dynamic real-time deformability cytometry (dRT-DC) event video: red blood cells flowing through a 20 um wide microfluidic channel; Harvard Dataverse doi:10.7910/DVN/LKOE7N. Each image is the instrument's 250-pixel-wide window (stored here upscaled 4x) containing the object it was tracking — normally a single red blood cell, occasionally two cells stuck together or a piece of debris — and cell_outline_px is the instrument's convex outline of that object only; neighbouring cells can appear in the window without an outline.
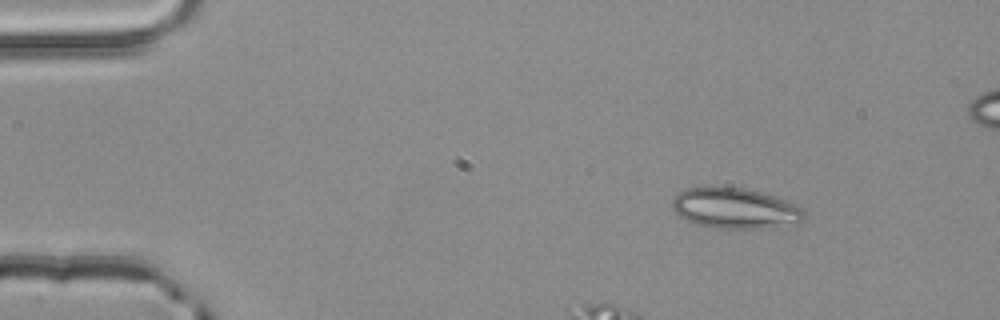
{"species": "common noctule bat (a hibernating species)", "species_latin": "Nyctalus noctula", "temperature_condition": "room temperature", "stored_images_in_passage": 4, "camera_frame_rate_fps": 3000, "um_per_image_px": 0.085, "animal": {"sex": "male", "body_mass_g": 20.4}, "frame": {"image": 1, "passage_image": 1, "time_ms": 0.0, "image_size_px": [1000, 320], "cell_outline_px": [[804, 220], [800, 224], [764, 228], [716, 228], [684, 220], [672, 208], [672, 200], [680, 192], [688, 188], [744, 188], [760, 192], [784, 200], [804, 208]], "centroid_in_image_um": [62.53, 17.73], "position_along_channel_um": 22.5, "area_um2": 30.81}}